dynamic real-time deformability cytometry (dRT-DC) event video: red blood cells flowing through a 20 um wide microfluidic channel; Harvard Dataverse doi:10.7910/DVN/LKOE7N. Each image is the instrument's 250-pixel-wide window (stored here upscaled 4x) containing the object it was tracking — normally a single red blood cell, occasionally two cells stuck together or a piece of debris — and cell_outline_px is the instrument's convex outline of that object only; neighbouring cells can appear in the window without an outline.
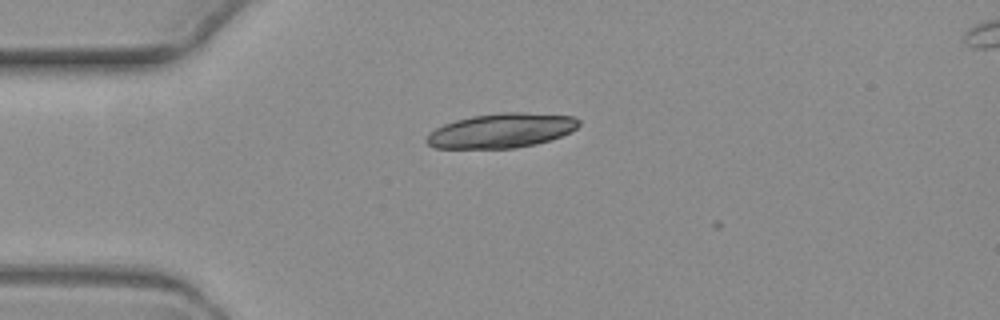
{"species": "common noctule bat (a hibernating species)", "species_latin": "Nyctalus noctula", "temperature_condition": "warm", "stored_images_in_passage": 4, "camera_frame_rate_fps": 3000, "um_per_image_px": 0.085, "animal": {"sex": "female", "body_mass_g": 19.3, "forearm_length_mm": 54.1}, "frame": {"image": 1, "passage_image": 3, "time_ms": 2.333, "image_size_px": [1000, 320], "cell_outline_px": [[580, 124], [576, 128], [560, 136], [536, 144], [516, 148], [436, 148], [428, 144], [424, 140], [436, 128], [444, 124], [456, 120], [472, 116], [504, 112], [520, 112], [576, 116], [580, 120]], "centroid_in_image_um": [42.63, 11.1], "position_along_channel_um": 42.4, "area_um2": 30.4}}